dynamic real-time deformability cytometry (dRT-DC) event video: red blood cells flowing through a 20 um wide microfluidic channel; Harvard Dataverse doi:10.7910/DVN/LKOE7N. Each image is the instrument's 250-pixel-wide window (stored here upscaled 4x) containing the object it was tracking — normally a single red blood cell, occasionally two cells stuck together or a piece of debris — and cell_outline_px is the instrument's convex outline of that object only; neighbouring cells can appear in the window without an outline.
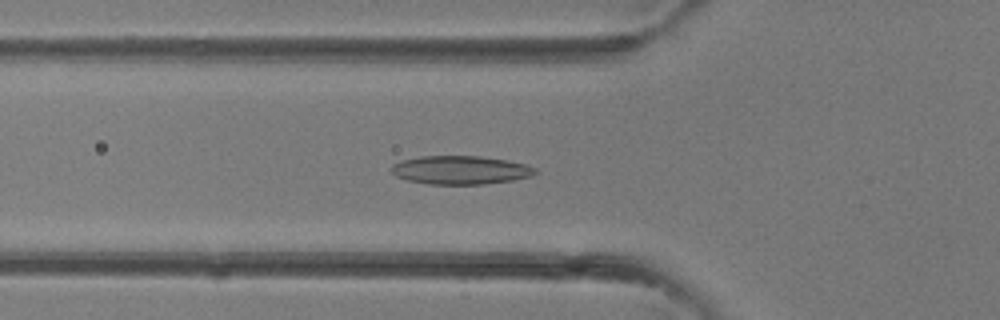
{"species": "common noctule bat (a hibernating species)", "species_latin": "Nyctalus noctula", "temperature_condition": "room temperature", "stored_images_in_passage": 39, "camera_frame_rate_fps": 3000, "um_per_image_px": 0.085, "animal": {"sex": "female"}, "frame": {"image": 1, "passage_image": 14, "time_ms": 4.333, "image_size_px": [1000, 320], "cell_outline_px": [[540, 172], [532, 176], [512, 180], [484, 184], [428, 184], [408, 180], [396, 176], [388, 168], [392, 164], [400, 160], [420, 156], [480, 156], [508, 160], [524, 164], [536, 168]], "centroid_in_image_um": [39.13, 14.45], "position_along_channel_um": 86.7, "area_um2": 24.1}}
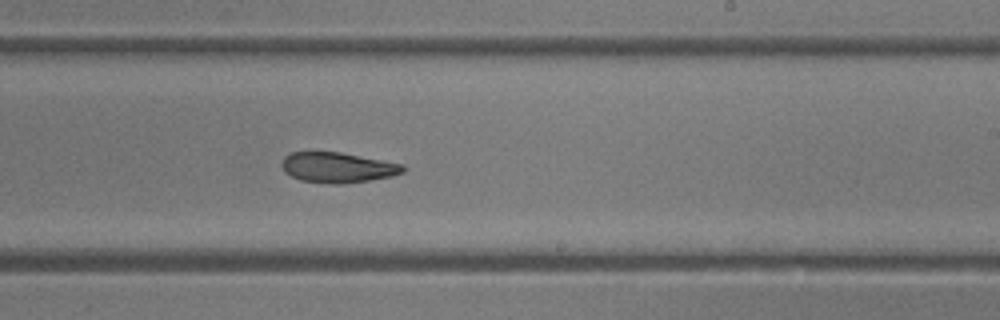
{"frame": {"image": 2, "passage_image": 24, "time_ms": 7.667, "image_size_px": [1000, 320], "cell_outline_px": [[408, 168], [404, 172], [392, 176], [344, 184], [336, 184], [300, 180], [284, 172], [280, 164], [284, 156], [292, 152], [340, 152], [404, 164]], "centroid_in_image_um": [28.71, 14.23], "position_along_channel_um": 260.3, "area_um2": 21.5}}
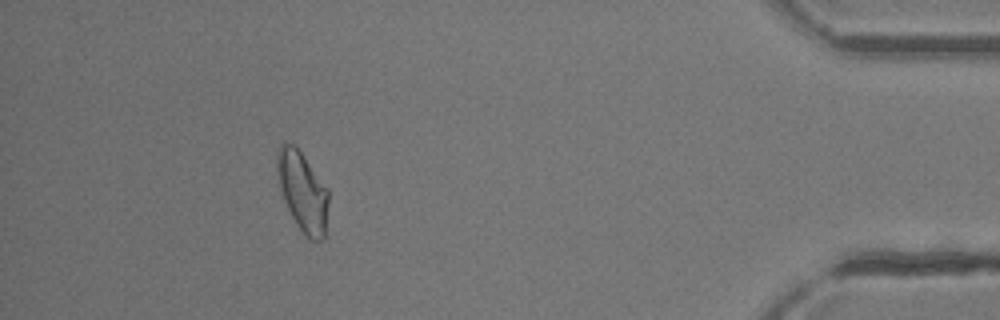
{"frame": {"image": 3, "passage_image": 36, "time_ms": 11.667, "image_size_px": [1000, 320], "cell_outline_px": [[328, 204], [324, 240], [312, 240], [296, 224], [280, 192], [276, 168], [276, 152], [280, 144], [284, 140], [296, 144], [328, 188]], "centroid_in_image_um": [25.7, 16.18], "position_along_channel_um": 409.5, "area_um2": 24.22}}